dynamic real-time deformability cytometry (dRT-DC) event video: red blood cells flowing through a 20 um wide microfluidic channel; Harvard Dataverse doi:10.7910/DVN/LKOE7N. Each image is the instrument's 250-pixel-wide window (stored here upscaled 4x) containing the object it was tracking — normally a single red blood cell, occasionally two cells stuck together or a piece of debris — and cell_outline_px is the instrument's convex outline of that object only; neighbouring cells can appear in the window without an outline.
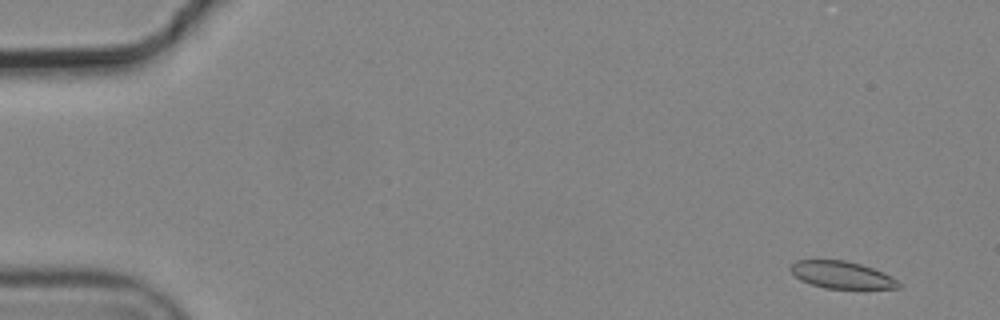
{"species": "common noctule bat (a hibernating species)", "species_latin": "Nyctalus noctula", "temperature_condition": "cold", "stored_images_in_passage": 4, "camera_frame_rate_fps": 3000, "um_per_image_px": 0.085, "animal": {"sex": "male", "body_mass_g": 19.2, "forearm_length_mm": 51.8}, "frame": {"image": 1, "passage_image": 1, "time_ms": 0.0, "image_size_px": [1000, 320], "cell_outline_px": [[900, 288], [824, 288], [800, 280], [788, 268], [796, 260], [844, 260], [860, 264], [872, 268], [896, 280], [900, 284]], "centroid_in_image_um": [71.48, 23.36], "position_along_channel_um": 13.5, "area_um2": 16.7}}
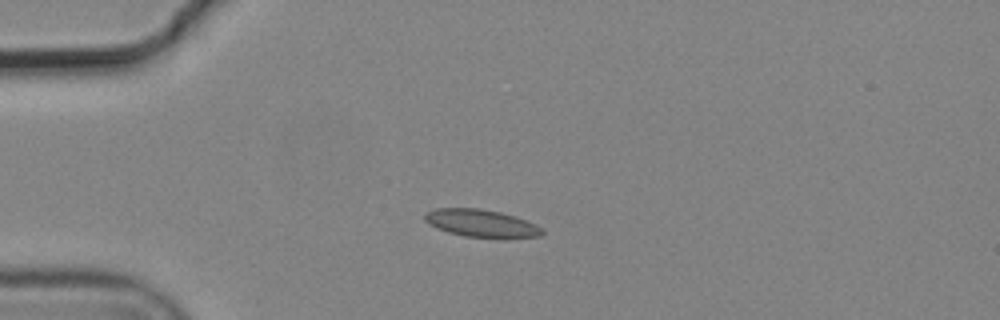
{"frame": {"image": 2, "passage_image": 4, "time_ms": 1.0, "image_size_px": [1000, 320], "cell_outline_px": [[544, 232], [540, 236], [464, 236], [448, 232], [436, 228], [428, 224], [424, 220], [424, 212], [436, 208], [480, 208], [500, 212], [536, 224]], "centroid_in_image_um": [40.79, 18.94], "position_along_channel_um": 44.2, "area_um2": 18.26}}